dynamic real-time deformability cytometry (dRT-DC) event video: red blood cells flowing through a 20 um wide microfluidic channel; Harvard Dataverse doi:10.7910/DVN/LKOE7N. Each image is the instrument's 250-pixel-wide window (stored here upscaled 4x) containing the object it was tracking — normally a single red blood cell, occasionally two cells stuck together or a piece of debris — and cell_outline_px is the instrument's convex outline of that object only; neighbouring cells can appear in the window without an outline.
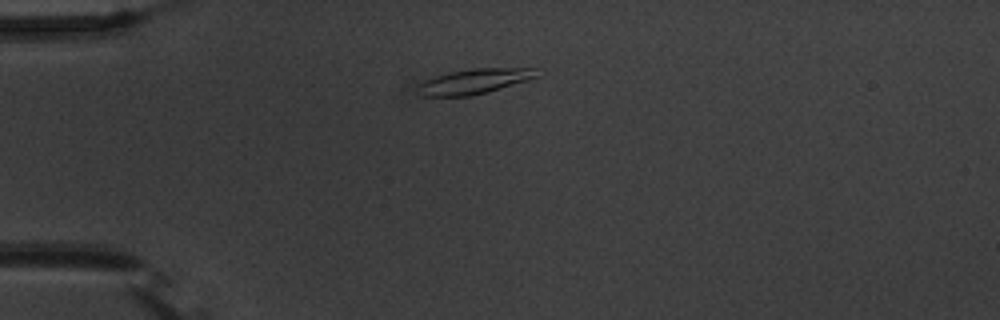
{"species": "common noctule bat (a hibernating species)", "species_latin": "Nyctalus noctula", "temperature_condition": "warm", "stored_images_in_passage": 42, "camera_frame_rate_fps": 3000, "um_per_image_px": 0.085, "animal": {"sex": "male", "body_mass_g": 20.1, "forearm_length_mm": 53.5}, "frame": {"image": 1, "passage_image": 1, "time_ms": 0.0, "image_size_px": [1000, 320], "cell_outline_px": [[540, 76], [528, 80], [488, 92], [468, 96], [420, 96], [416, 88], [416, 84], [424, 80], [448, 72], [472, 68], [536, 68]], "centroid_in_image_um": [40.29, 6.91], "position_along_channel_um": 44.7, "area_um2": 17.57}}
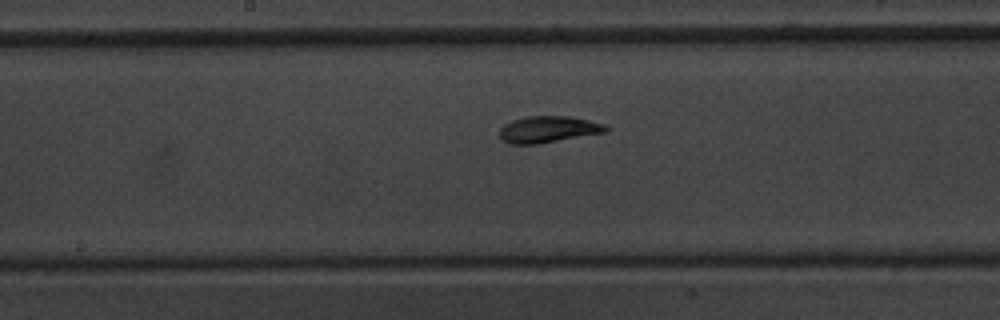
{"frame": {"image": 2, "passage_image": 16, "time_ms": 5.0, "image_size_px": [1000, 320], "cell_outline_px": [[608, 132], [536, 144], [508, 144], [500, 140], [500, 128], [504, 124], [512, 120], [528, 116], [568, 116], [588, 120], [604, 124], [608, 128]], "centroid_in_image_um": [46.57, 11.0], "position_along_channel_um": 201.6, "area_um2": 16.47}}
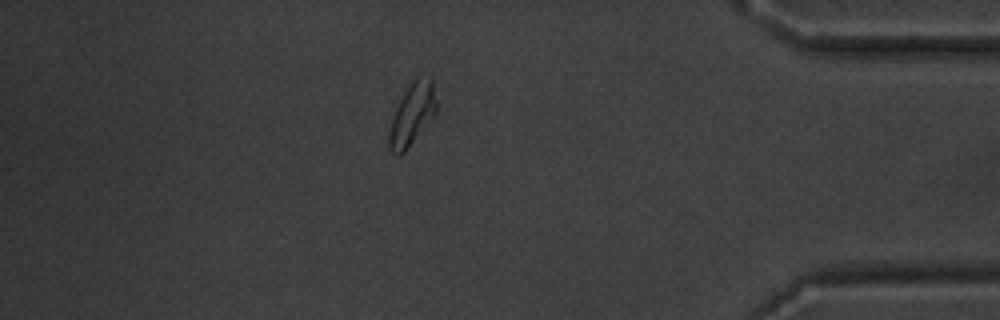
{"frame": {"image": 3, "passage_image": 35, "time_ms": 11.333, "image_size_px": [1000, 320], "cell_outline_px": [[436, 112], [404, 152], [400, 156], [396, 156], [388, 148], [388, 132], [396, 108], [404, 92], [412, 80], [416, 76], [432, 76], [436, 100]], "centroid_in_image_um": [35.02, 9.68], "position_along_channel_um": 400.2, "area_um2": 16.99}, "authors_computed_cell_mechanics": {"area_um2": 16.2129, "velocity_mm_per_s": 3.6459, "shape_relaxation_time_tau1_ms": 3.639, "shape_relaxation_time_tau2_ms": 2.1574, "deformation_change_tau1": 0.1438, "deformation_change_tau2": 0.0564}}